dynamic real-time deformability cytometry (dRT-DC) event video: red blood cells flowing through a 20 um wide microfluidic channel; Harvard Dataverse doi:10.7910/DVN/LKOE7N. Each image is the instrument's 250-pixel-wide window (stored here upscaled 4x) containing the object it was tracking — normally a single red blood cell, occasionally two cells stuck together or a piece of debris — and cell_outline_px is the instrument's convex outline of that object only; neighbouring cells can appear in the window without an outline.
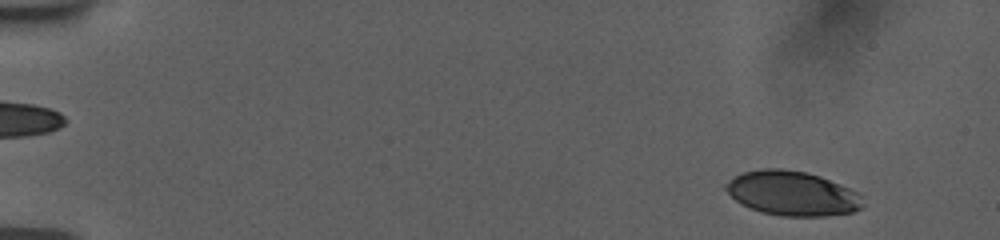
{"species": "human", "species_latin": "Homo sapiens", "temperature_condition": "room temperature", "stored_images_in_passage": 45, "camera_frame_rate_fps": 3000, "um_per_image_px": 0.085, "donor": {"sex": "female"}, "frame": {"image": 1, "passage_image": 1, "time_ms": 0.0, "image_size_px": [1000, 240], "cell_outline_px": [[864, 204], [860, 208], [852, 212], [824, 216], [780, 216], [764, 212], [752, 208], [736, 200], [724, 188], [724, 184], [736, 176], [744, 172], [764, 168], [780, 168], [808, 172], [820, 176], [860, 192]], "centroid_in_image_um": [67.39, 16.43], "position_along_channel_um": 17.6, "area_um2": 35.37}}
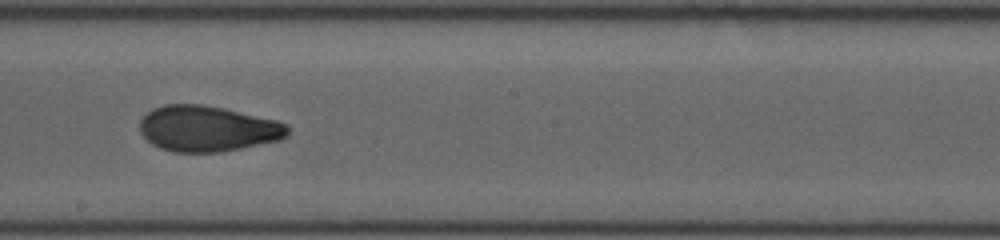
{"frame": {"image": 2, "passage_image": 23, "time_ms": 9.333, "image_size_px": [1000, 240], "cell_outline_px": [[288, 136], [280, 140], [220, 152], [176, 152], [160, 148], [152, 144], [140, 132], [140, 120], [152, 108], [164, 104], [200, 104], [224, 108], [276, 120], [288, 124]], "centroid_in_image_um": [17.64, 10.93], "position_along_channel_um": 230.6, "area_um2": 39.42}}
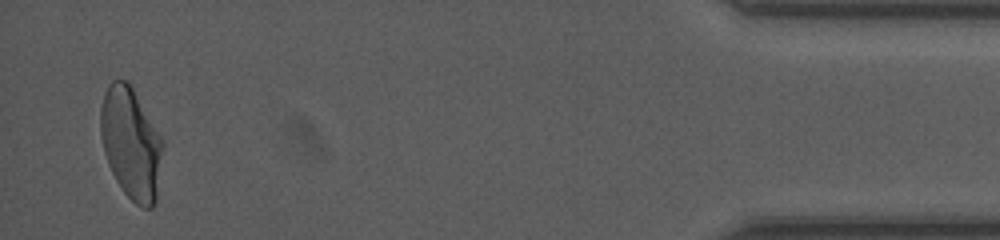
{"frame": {"image": 3, "passage_image": 45, "time_ms": 16.333, "image_size_px": [1000, 240], "cell_outline_px": [[164, 144], [156, 200], [152, 208], [144, 208], [136, 204], [124, 192], [116, 180], [108, 164], [104, 152], [100, 136], [100, 108], [104, 92], [108, 84], [112, 80], [128, 80], [160, 136]], "centroid_in_image_um": [11.12, 12.18], "position_along_channel_um": 424.1, "area_um2": 40.29}, "authors_computed_cell_mechanics": {"area_um2": 38.6682, "velocity_mm_per_s": 3.7588, "shape_relaxation_time_tau1_ms": 6.4356, "shape_relaxation_time_tau2_ms": 1.0282, "deformation_change_tau1": 0.1778, "deformation_change_tau2": 0.0606}}